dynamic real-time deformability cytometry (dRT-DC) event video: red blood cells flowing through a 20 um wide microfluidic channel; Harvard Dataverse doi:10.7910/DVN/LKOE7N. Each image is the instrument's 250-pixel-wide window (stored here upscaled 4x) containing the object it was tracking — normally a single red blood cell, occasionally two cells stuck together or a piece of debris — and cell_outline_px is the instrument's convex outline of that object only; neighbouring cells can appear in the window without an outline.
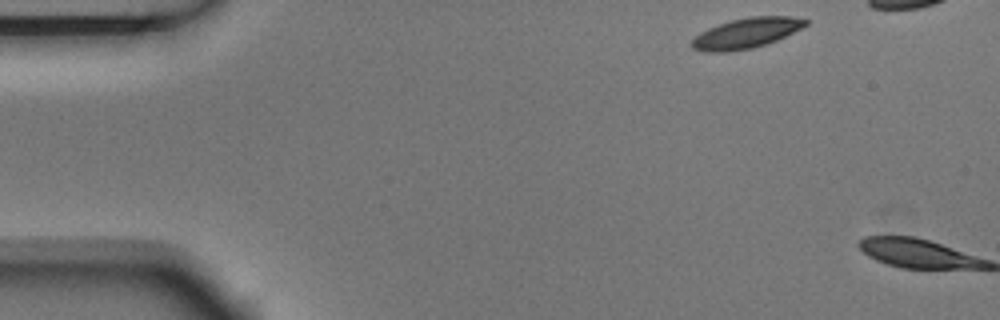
{"species": "Egyptian fruit bat (a non-hibernating species)", "species_latin": "Rousettus aegyptiacus", "temperature_condition": "room temperature", "stored_images_in_passage": 2, "camera_frame_rate_fps": 3000, "um_per_image_px": 0.085, "animal": {"sex": "male"}, "frame": {"image": 1, "passage_image": 1, "time_ms": 0.0, "image_size_px": [1000, 320], "cell_outline_px": [[808, 24], [776, 40], [752, 48], [728, 52], [704, 52], [692, 48], [692, 40], [700, 32], [708, 28], [732, 20], [748, 16], [788, 16], [808, 20]], "centroid_in_image_um": [63.4, 2.82], "position_along_channel_um": 21.6, "area_um2": 19.77}}